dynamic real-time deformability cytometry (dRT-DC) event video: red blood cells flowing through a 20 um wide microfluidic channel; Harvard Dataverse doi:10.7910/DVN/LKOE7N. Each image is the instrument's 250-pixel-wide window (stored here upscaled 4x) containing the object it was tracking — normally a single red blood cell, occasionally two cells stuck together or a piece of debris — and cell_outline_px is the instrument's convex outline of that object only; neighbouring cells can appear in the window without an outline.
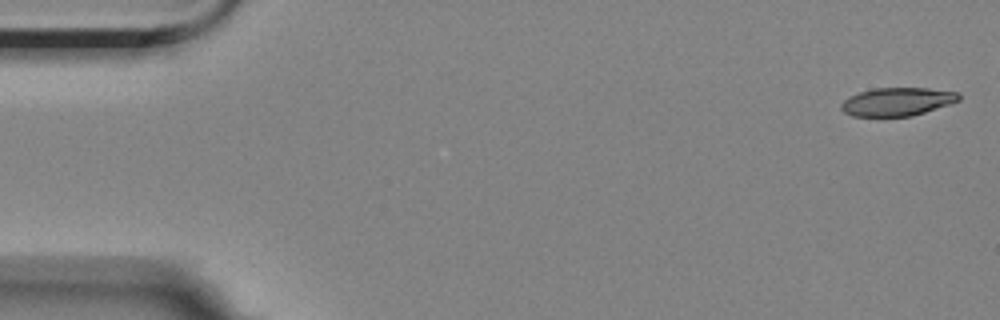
{"species": "Egyptian fruit bat (a non-hibernating species)", "species_latin": "Rousettus aegyptiacus", "temperature_condition": "room temperature", "stored_images_in_passage": 6, "camera_frame_rate_fps": 3000, "um_per_image_px": 0.085, "animal": {"sex": "female"}, "frame": {"image": 1, "passage_image": 1, "time_ms": 0.0, "image_size_px": [1000, 320], "cell_outline_px": [[960, 100], [912, 116], [852, 116], [844, 112], [840, 108], [840, 104], [848, 96], [860, 92], [876, 88], [928, 88], [956, 92], [960, 96]], "centroid_in_image_um": [76.22, 8.64], "position_along_channel_um": 8.8, "area_um2": 19.19}}